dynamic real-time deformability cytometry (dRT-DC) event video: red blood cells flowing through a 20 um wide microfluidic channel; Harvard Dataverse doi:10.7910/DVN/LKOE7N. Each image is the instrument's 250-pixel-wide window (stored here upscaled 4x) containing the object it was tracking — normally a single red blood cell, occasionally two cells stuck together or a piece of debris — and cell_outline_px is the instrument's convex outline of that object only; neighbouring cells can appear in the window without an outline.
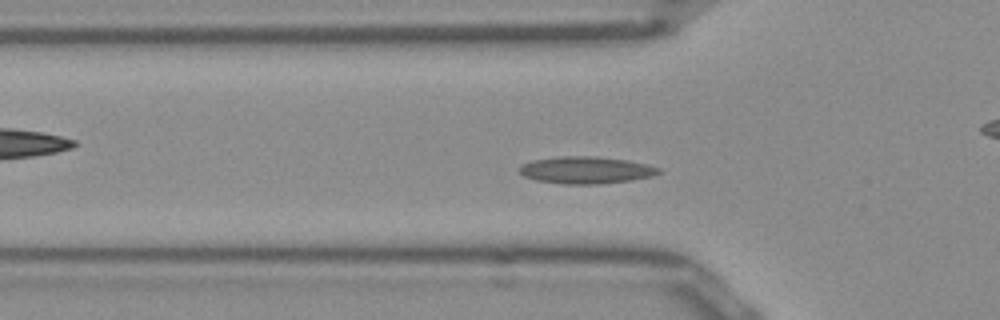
{"species": "Egyptian fruit bat (a non-hibernating species)", "species_latin": "Rousettus aegyptiacus", "temperature_condition": "room temperature", "stored_images_in_passage": 49, "camera_frame_rate_fps": 3000, "um_per_image_px": 0.085, "frame": {"image": 1, "passage_image": 13, "time_ms": 4.0, "image_size_px": [1000, 320], "cell_outline_px": [[660, 172], [652, 176], [632, 180], [600, 184], [564, 184], [536, 180], [524, 176], [516, 168], [520, 164], [532, 160], [564, 156], [592, 156], [628, 160], [648, 164], [660, 168]], "centroid_in_image_um": [49.79, 14.45], "position_along_channel_um": 76.0, "area_um2": 22.08}}
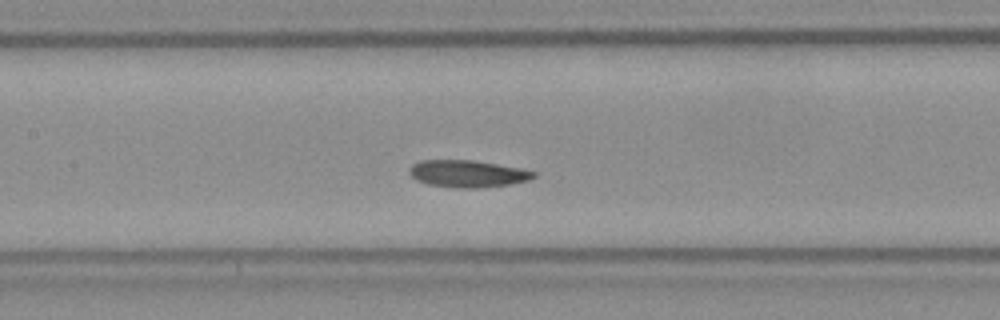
{"frame": {"image": 2, "passage_image": 20, "time_ms": 6.333, "image_size_px": [1000, 320], "cell_outline_px": [[536, 176], [528, 180], [508, 184], [476, 188], [456, 188], [428, 184], [416, 180], [408, 172], [408, 168], [412, 164], [420, 160], [472, 160], [520, 168], [536, 172]], "centroid_in_image_um": [39.7, 14.76], "position_along_channel_um": 167.7, "area_um2": 19.54}}
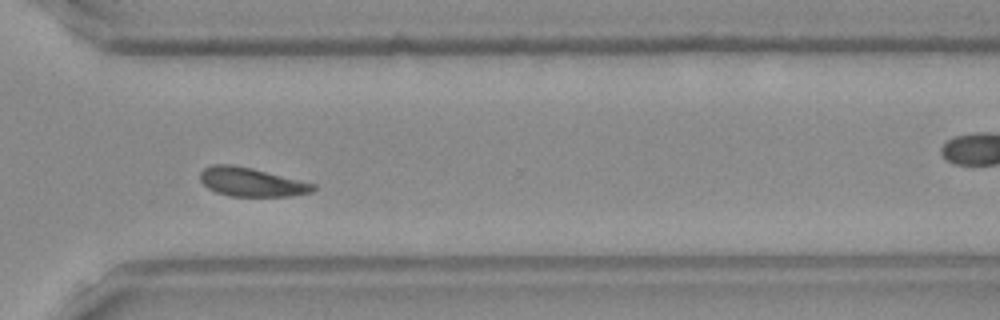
{"frame": {"image": 3, "passage_image": 34, "time_ms": 11.0, "image_size_px": [1000, 320], "cell_outline_px": [[316, 188], [312, 192], [292, 196], [228, 196], [216, 192], [208, 188], [200, 180], [200, 172], [204, 168], [212, 164], [228, 164], [252, 168], [316, 184]], "centroid_in_image_um": [21.36, 15.48], "position_along_channel_um": 349.2, "area_um2": 18.96}, "authors_computed_cell_mechanics": {"area_um2": 19.363, "velocity_mm_per_s": 3.8956, "shape_relaxation_time_tau1_ms": null, "shape_relaxation_time_tau2_ms": 4.6491, "deformation_change_tau1": null, "deformation_change_tau2": 0.0997}}